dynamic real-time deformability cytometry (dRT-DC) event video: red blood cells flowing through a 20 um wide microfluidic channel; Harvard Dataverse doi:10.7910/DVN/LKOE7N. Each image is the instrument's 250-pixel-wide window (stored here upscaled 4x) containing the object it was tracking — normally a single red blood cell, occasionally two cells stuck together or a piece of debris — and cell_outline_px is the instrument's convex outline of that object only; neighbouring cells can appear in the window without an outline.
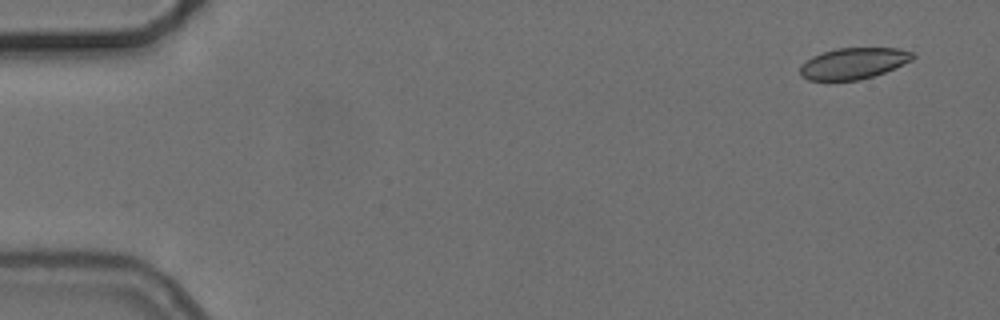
{"species": "common noctule bat (a hibernating species)", "species_latin": "Nyctalus noctula", "temperature_condition": "cold", "stored_images_in_passage": 4, "camera_frame_rate_fps": 3000, "um_per_image_px": 0.085, "animal": {"sex": "female", "body_mass_g": 24.6, "forearm_length_mm": 56.2}, "frame": {"image": 1, "passage_image": 1, "time_ms": 0.0, "image_size_px": [1000, 320], "cell_outline_px": [[916, 56], [912, 60], [884, 72], [860, 80], [808, 80], [800, 76], [800, 64], [812, 56], [836, 48], [900, 48], [916, 52]], "centroid_in_image_um": [72.55, 5.38], "position_along_channel_um": 12.4, "area_um2": 20.58}}
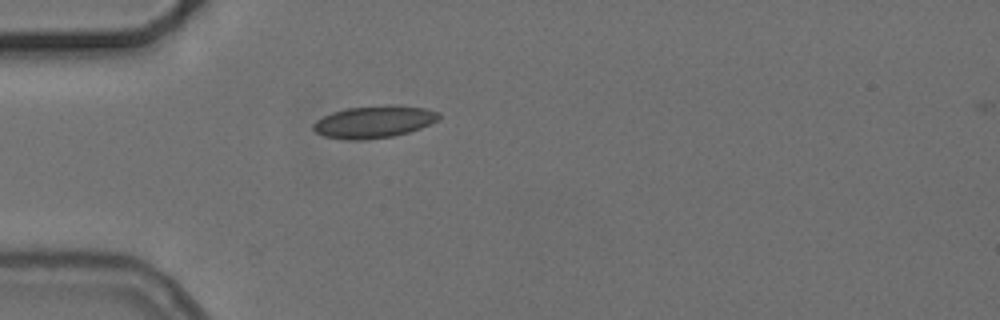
{"frame": {"image": 2, "passage_image": 4, "time_ms": 4.333, "image_size_px": [1000, 320], "cell_outline_px": [[440, 116], [436, 120], [420, 128], [408, 132], [392, 136], [364, 140], [348, 140], [324, 136], [316, 132], [312, 128], [312, 124], [316, 120], [332, 112], [348, 108], [384, 104], [392, 104], [424, 108], [440, 112]], "centroid_in_image_um": [31.76, 10.34], "position_along_channel_um": 53.2, "area_um2": 23.58}}